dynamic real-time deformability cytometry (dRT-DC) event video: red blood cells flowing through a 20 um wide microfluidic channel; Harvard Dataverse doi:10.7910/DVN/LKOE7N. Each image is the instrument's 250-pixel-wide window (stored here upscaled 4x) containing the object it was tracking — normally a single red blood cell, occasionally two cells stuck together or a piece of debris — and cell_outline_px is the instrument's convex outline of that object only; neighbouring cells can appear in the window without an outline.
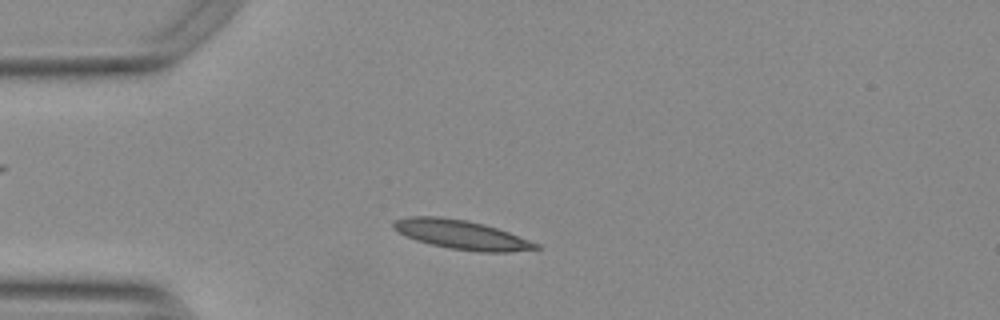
{"species": "Egyptian fruit bat (a non-hibernating species)", "species_latin": "Rousettus aegyptiacus", "temperature_condition": "warm", "stored_images_in_passage": 35, "camera_frame_rate_fps": 3000, "um_per_image_px": 0.085, "animal": {"sex": "female"}, "frame": {"image": 1, "passage_image": 7, "time_ms": 2.0, "image_size_px": [1000, 320], "cell_outline_px": [[544, 248], [508, 252], [476, 252], [448, 248], [416, 240], [404, 236], [396, 232], [392, 228], [392, 224], [396, 220], [408, 216], [436, 216], [468, 220], [484, 224], [508, 232], [540, 244]], "centroid_in_image_um": [39.21, 19.95], "position_along_channel_um": 45.8, "area_um2": 24.33}}
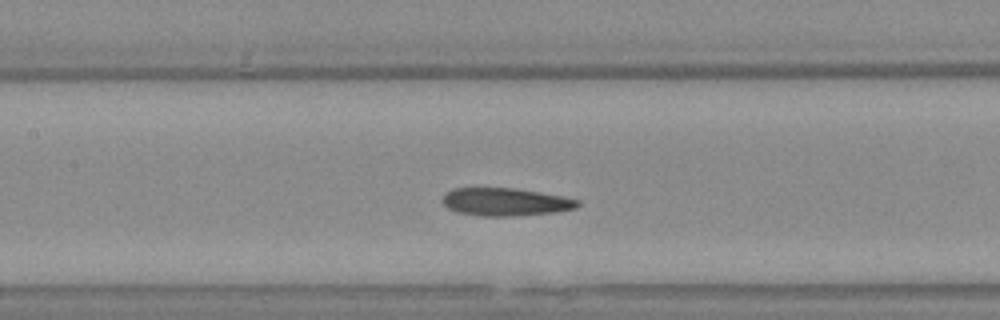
{"frame": {"image": 2, "passage_image": 18, "time_ms": 5.667, "image_size_px": [1000, 320], "cell_outline_px": [[580, 204], [576, 208], [556, 212], [516, 216], [480, 216], [456, 212], [448, 208], [444, 204], [444, 192], [452, 188], [512, 188], [540, 192], [564, 196], [580, 200]], "centroid_in_image_um": [42.98, 17.16], "position_along_channel_um": 164.4, "area_um2": 22.08}}
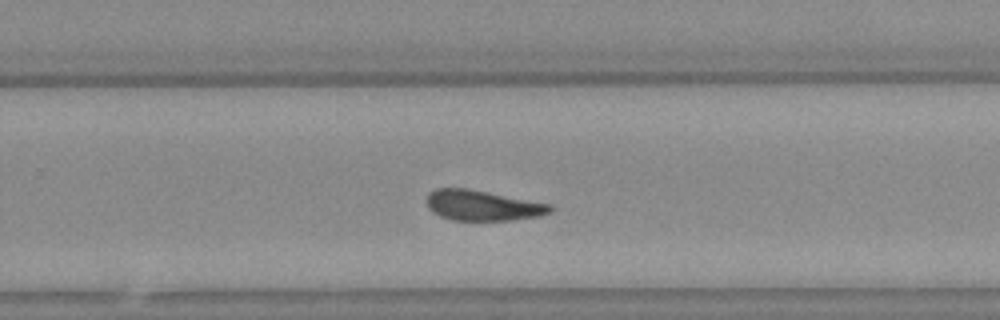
{"frame": {"image": 3, "passage_image": 28, "time_ms": 9.0, "image_size_px": [1000, 320], "cell_outline_px": [[552, 212], [540, 216], [512, 220], [452, 220], [440, 216], [432, 212], [428, 208], [428, 192], [436, 188], [468, 188], [552, 204]], "centroid_in_image_um": [41.03, 17.46], "position_along_channel_um": 288.8, "area_um2": 21.96}, "authors_computed_cell_mechanics": {"area_um2": 22.7154, "velocity_mm_per_s": 3.7398, "shape_relaxation_time_tau1_ms": null, "shape_relaxation_time_tau2_ms": 4.7616, "deformation_change_tau1": null, "deformation_change_tau2": 0.1214}}